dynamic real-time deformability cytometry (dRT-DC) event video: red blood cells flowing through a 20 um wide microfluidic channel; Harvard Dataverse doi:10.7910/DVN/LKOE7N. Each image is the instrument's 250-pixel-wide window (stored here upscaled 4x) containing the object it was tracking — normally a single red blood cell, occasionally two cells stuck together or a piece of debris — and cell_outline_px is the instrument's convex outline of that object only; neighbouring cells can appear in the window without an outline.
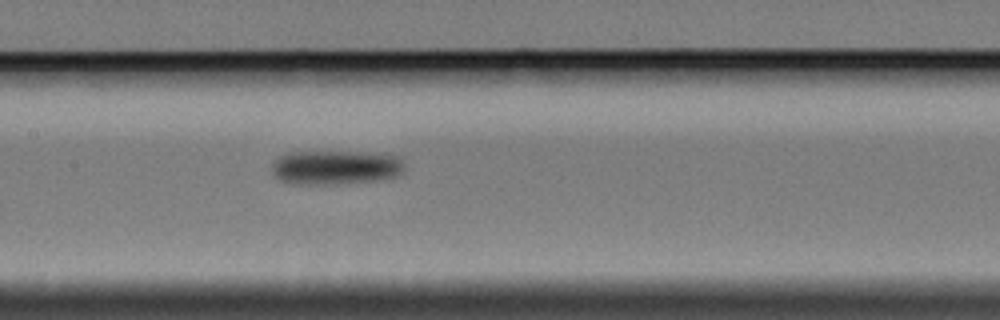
{"species": "Egyptian fruit bat (a non-hibernating species)", "species_latin": "Rousettus aegyptiacus", "temperature_condition": "cold", "stored_images_in_passage": 9, "camera_frame_rate_fps": 3000, "um_per_image_px": 0.085, "animal": {"sex": "female"}, "frame": {"image": 1, "passage_image": 9, "time_ms": 10.667, "image_size_px": [1000, 320], "cell_outline_px": [[404, 168], [396, 176], [376, 180], [328, 184], [292, 184], [280, 180], [272, 172], [272, 164], [280, 156], [288, 152], [360, 152], [400, 156], [404, 160]], "centroid_in_image_um": [28.51, 14.22], "position_along_channel_um": 178.9, "area_um2": 26.3}}